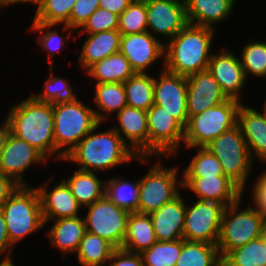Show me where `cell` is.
I'll list each match as a JSON object with an SVG mask.
<instances>
[{
    "label": "cell",
    "mask_w": 266,
    "mask_h": 266,
    "mask_svg": "<svg viewBox=\"0 0 266 266\" xmlns=\"http://www.w3.org/2000/svg\"><path fill=\"white\" fill-rule=\"evenodd\" d=\"M79 55V65L86 71L91 65L120 51L121 33L118 30L86 34Z\"/></svg>",
    "instance_id": "cell-26"
},
{
    "label": "cell",
    "mask_w": 266,
    "mask_h": 266,
    "mask_svg": "<svg viewBox=\"0 0 266 266\" xmlns=\"http://www.w3.org/2000/svg\"><path fill=\"white\" fill-rule=\"evenodd\" d=\"M84 74L95 83H124L135 74L130 62L119 51L91 65Z\"/></svg>",
    "instance_id": "cell-29"
},
{
    "label": "cell",
    "mask_w": 266,
    "mask_h": 266,
    "mask_svg": "<svg viewBox=\"0 0 266 266\" xmlns=\"http://www.w3.org/2000/svg\"><path fill=\"white\" fill-rule=\"evenodd\" d=\"M149 157H177L184 142V127L165 109L154 104L147 111Z\"/></svg>",
    "instance_id": "cell-11"
},
{
    "label": "cell",
    "mask_w": 266,
    "mask_h": 266,
    "mask_svg": "<svg viewBox=\"0 0 266 266\" xmlns=\"http://www.w3.org/2000/svg\"><path fill=\"white\" fill-rule=\"evenodd\" d=\"M8 111L11 134L32 145L47 160H64L55 147L53 105L28 96Z\"/></svg>",
    "instance_id": "cell-2"
},
{
    "label": "cell",
    "mask_w": 266,
    "mask_h": 266,
    "mask_svg": "<svg viewBox=\"0 0 266 266\" xmlns=\"http://www.w3.org/2000/svg\"><path fill=\"white\" fill-rule=\"evenodd\" d=\"M77 0H37V10L32 22L47 24H67Z\"/></svg>",
    "instance_id": "cell-39"
},
{
    "label": "cell",
    "mask_w": 266,
    "mask_h": 266,
    "mask_svg": "<svg viewBox=\"0 0 266 266\" xmlns=\"http://www.w3.org/2000/svg\"><path fill=\"white\" fill-rule=\"evenodd\" d=\"M254 180L250 193L252 194L250 203L266 217V169Z\"/></svg>",
    "instance_id": "cell-45"
},
{
    "label": "cell",
    "mask_w": 266,
    "mask_h": 266,
    "mask_svg": "<svg viewBox=\"0 0 266 266\" xmlns=\"http://www.w3.org/2000/svg\"><path fill=\"white\" fill-rule=\"evenodd\" d=\"M6 120L2 123V125H0V128L4 126V124L7 122V118H5Z\"/></svg>",
    "instance_id": "cell-54"
},
{
    "label": "cell",
    "mask_w": 266,
    "mask_h": 266,
    "mask_svg": "<svg viewBox=\"0 0 266 266\" xmlns=\"http://www.w3.org/2000/svg\"><path fill=\"white\" fill-rule=\"evenodd\" d=\"M181 195L149 214L157 241L183 239L187 201Z\"/></svg>",
    "instance_id": "cell-23"
},
{
    "label": "cell",
    "mask_w": 266,
    "mask_h": 266,
    "mask_svg": "<svg viewBox=\"0 0 266 266\" xmlns=\"http://www.w3.org/2000/svg\"><path fill=\"white\" fill-rule=\"evenodd\" d=\"M237 125L253 162L259 159L260 163L266 164V121L261 112L242 102L237 113Z\"/></svg>",
    "instance_id": "cell-22"
},
{
    "label": "cell",
    "mask_w": 266,
    "mask_h": 266,
    "mask_svg": "<svg viewBox=\"0 0 266 266\" xmlns=\"http://www.w3.org/2000/svg\"><path fill=\"white\" fill-rule=\"evenodd\" d=\"M228 98L207 70L187 76V114L195 116L207 108L220 105Z\"/></svg>",
    "instance_id": "cell-19"
},
{
    "label": "cell",
    "mask_w": 266,
    "mask_h": 266,
    "mask_svg": "<svg viewBox=\"0 0 266 266\" xmlns=\"http://www.w3.org/2000/svg\"><path fill=\"white\" fill-rule=\"evenodd\" d=\"M242 102L227 99L220 105L190 116L184 128L185 148L205 147L213 139L237 125V113Z\"/></svg>",
    "instance_id": "cell-8"
},
{
    "label": "cell",
    "mask_w": 266,
    "mask_h": 266,
    "mask_svg": "<svg viewBox=\"0 0 266 266\" xmlns=\"http://www.w3.org/2000/svg\"><path fill=\"white\" fill-rule=\"evenodd\" d=\"M116 249L106 239L86 232L75 255L81 266H106Z\"/></svg>",
    "instance_id": "cell-31"
},
{
    "label": "cell",
    "mask_w": 266,
    "mask_h": 266,
    "mask_svg": "<svg viewBox=\"0 0 266 266\" xmlns=\"http://www.w3.org/2000/svg\"><path fill=\"white\" fill-rule=\"evenodd\" d=\"M47 180L44 184L36 186L41 198L42 215L45 225L50 223V220L81 216L79 211L82 207L78 204L67 183L61 179V182L57 183L50 190L48 189V184H51L49 182L52 180L51 178Z\"/></svg>",
    "instance_id": "cell-20"
},
{
    "label": "cell",
    "mask_w": 266,
    "mask_h": 266,
    "mask_svg": "<svg viewBox=\"0 0 266 266\" xmlns=\"http://www.w3.org/2000/svg\"><path fill=\"white\" fill-rule=\"evenodd\" d=\"M0 3L4 8H6V7H9L11 5L12 6L17 5V4L19 5V3L20 4H26V5H27V3L28 4L30 3V5H32V4L36 5L37 0H0Z\"/></svg>",
    "instance_id": "cell-51"
},
{
    "label": "cell",
    "mask_w": 266,
    "mask_h": 266,
    "mask_svg": "<svg viewBox=\"0 0 266 266\" xmlns=\"http://www.w3.org/2000/svg\"><path fill=\"white\" fill-rule=\"evenodd\" d=\"M236 2V0H185L188 23L216 29V25L230 17Z\"/></svg>",
    "instance_id": "cell-24"
},
{
    "label": "cell",
    "mask_w": 266,
    "mask_h": 266,
    "mask_svg": "<svg viewBox=\"0 0 266 266\" xmlns=\"http://www.w3.org/2000/svg\"><path fill=\"white\" fill-rule=\"evenodd\" d=\"M240 198L236 203L226 207L221 221L217 247L221 259L230 251L241 247L249 241L262 236L266 217L251 204L243 208Z\"/></svg>",
    "instance_id": "cell-5"
},
{
    "label": "cell",
    "mask_w": 266,
    "mask_h": 266,
    "mask_svg": "<svg viewBox=\"0 0 266 266\" xmlns=\"http://www.w3.org/2000/svg\"><path fill=\"white\" fill-rule=\"evenodd\" d=\"M106 266H144L140 254L128 252L122 248H117Z\"/></svg>",
    "instance_id": "cell-46"
},
{
    "label": "cell",
    "mask_w": 266,
    "mask_h": 266,
    "mask_svg": "<svg viewBox=\"0 0 266 266\" xmlns=\"http://www.w3.org/2000/svg\"><path fill=\"white\" fill-rule=\"evenodd\" d=\"M53 114L55 147L64 158L99 124L94 108L79 98L73 102L53 105Z\"/></svg>",
    "instance_id": "cell-6"
},
{
    "label": "cell",
    "mask_w": 266,
    "mask_h": 266,
    "mask_svg": "<svg viewBox=\"0 0 266 266\" xmlns=\"http://www.w3.org/2000/svg\"><path fill=\"white\" fill-rule=\"evenodd\" d=\"M2 8L4 9V7L1 5V3H0V10H2Z\"/></svg>",
    "instance_id": "cell-55"
},
{
    "label": "cell",
    "mask_w": 266,
    "mask_h": 266,
    "mask_svg": "<svg viewBox=\"0 0 266 266\" xmlns=\"http://www.w3.org/2000/svg\"><path fill=\"white\" fill-rule=\"evenodd\" d=\"M49 78L45 81L43 90L38 94H31L36 100L51 105L65 104L78 99L73 91L74 87L64 78L54 76V68L49 67Z\"/></svg>",
    "instance_id": "cell-37"
},
{
    "label": "cell",
    "mask_w": 266,
    "mask_h": 266,
    "mask_svg": "<svg viewBox=\"0 0 266 266\" xmlns=\"http://www.w3.org/2000/svg\"><path fill=\"white\" fill-rule=\"evenodd\" d=\"M176 266H222V259L217 245L183 239Z\"/></svg>",
    "instance_id": "cell-33"
},
{
    "label": "cell",
    "mask_w": 266,
    "mask_h": 266,
    "mask_svg": "<svg viewBox=\"0 0 266 266\" xmlns=\"http://www.w3.org/2000/svg\"><path fill=\"white\" fill-rule=\"evenodd\" d=\"M94 113L99 123H103L110 118L113 113H118L123 107L127 106L126 94L123 83H95Z\"/></svg>",
    "instance_id": "cell-30"
},
{
    "label": "cell",
    "mask_w": 266,
    "mask_h": 266,
    "mask_svg": "<svg viewBox=\"0 0 266 266\" xmlns=\"http://www.w3.org/2000/svg\"><path fill=\"white\" fill-rule=\"evenodd\" d=\"M47 161L32 145L10 133L0 153V172L13 179L19 186H30L31 184L23 178L25 171L34 164L45 166Z\"/></svg>",
    "instance_id": "cell-15"
},
{
    "label": "cell",
    "mask_w": 266,
    "mask_h": 266,
    "mask_svg": "<svg viewBox=\"0 0 266 266\" xmlns=\"http://www.w3.org/2000/svg\"><path fill=\"white\" fill-rule=\"evenodd\" d=\"M240 54V60L247 79L250 75L266 79V41L250 40L242 47Z\"/></svg>",
    "instance_id": "cell-41"
},
{
    "label": "cell",
    "mask_w": 266,
    "mask_h": 266,
    "mask_svg": "<svg viewBox=\"0 0 266 266\" xmlns=\"http://www.w3.org/2000/svg\"><path fill=\"white\" fill-rule=\"evenodd\" d=\"M116 124L111 127L138 157H149L147 111L129 106L116 114Z\"/></svg>",
    "instance_id": "cell-18"
},
{
    "label": "cell",
    "mask_w": 266,
    "mask_h": 266,
    "mask_svg": "<svg viewBox=\"0 0 266 266\" xmlns=\"http://www.w3.org/2000/svg\"><path fill=\"white\" fill-rule=\"evenodd\" d=\"M262 112V116L264 117L265 121H266V100L264 101V104H263V110L260 111Z\"/></svg>",
    "instance_id": "cell-52"
},
{
    "label": "cell",
    "mask_w": 266,
    "mask_h": 266,
    "mask_svg": "<svg viewBox=\"0 0 266 266\" xmlns=\"http://www.w3.org/2000/svg\"><path fill=\"white\" fill-rule=\"evenodd\" d=\"M221 163L224 175L242 191L251 175L254 162L238 125L222 133L205 146Z\"/></svg>",
    "instance_id": "cell-7"
},
{
    "label": "cell",
    "mask_w": 266,
    "mask_h": 266,
    "mask_svg": "<svg viewBox=\"0 0 266 266\" xmlns=\"http://www.w3.org/2000/svg\"><path fill=\"white\" fill-rule=\"evenodd\" d=\"M145 3L147 31L160 41L171 40L188 24L185 0H145Z\"/></svg>",
    "instance_id": "cell-13"
},
{
    "label": "cell",
    "mask_w": 266,
    "mask_h": 266,
    "mask_svg": "<svg viewBox=\"0 0 266 266\" xmlns=\"http://www.w3.org/2000/svg\"><path fill=\"white\" fill-rule=\"evenodd\" d=\"M18 187L19 185L13 179L0 172V208Z\"/></svg>",
    "instance_id": "cell-48"
},
{
    "label": "cell",
    "mask_w": 266,
    "mask_h": 266,
    "mask_svg": "<svg viewBox=\"0 0 266 266\" xmlns=\"http://www.w3.org/2000/svg\"><path fill=\"white\" fill-rule=\"evenodd\" d=\"M98 8L99 0H77L70 13L69 27L77 31Z\"/></svg>",
    "instance_id": "cell-44"
},
{
    "label": "cell",
    "mask_w": 266,
    "mask_h": 266,
    "mask_svg": "<svg viewBox=\"0 0 266 266\" xmlns=\"http://www.w3.org/2000/svg\"><path fill=\"white\" fill-rule=\"evenodd\" d=\"M226 206L218 199L196 200L186 203L183 239L217 245L222 215Z\"/></svg>",
    "instance_id": "cell-10"
},
{
    "label": "cell",
    "mask_w": 266,
    "mask_h": 266,
    "mask_svg": "<svg viewBox=\"0 0 266 266\" xmlns=\"http://www.w3.org/2000/svg\"><path fill=\"white\" fill-rule=\"evenodd\" d=\"M59 26L60 24L32 22L31 27L29 29L33 32L36 31V33H39L36 42L48 54L50 66H54L53 57L55 56V53L60 52L61 49H65V42L68 41V39H74V41L76 40V38H74L75 36L72 35L76 30L70 28L67 24H63L62 31H65L66 35H68L61 36V34L59 33ZM54 27L55 29H52Z\"/></svg>",
    "instance_id": "cell-34"
},
{
    "label": "cell",
    "mask_w": 266,
    "mask_h": 266,
    "mask_svg": "<svg viewBox=\"0 0 266 266\" xmlns=\"http://www.w3.org/2000/svg\"><path fill=\"white\" fill-rule=\"evenodd\" d=\"M208 70L228 99L242 102V95L240 94L246 85L247 78L239 56L229 49L213 53L209 61Z\"/></svg>",
    "instance_id": "cell-17"
},
{
    "label": "cell",
    "mask_w": 266,
    "mask_h": 266,
    "mask_svg": "<svg viewBox=\"0 0 266 266\" xmlns=\"http://www.w3.org/2000/svg\"><path fill=\"white\" fill-rule=\"evenodd\" d=\"M133 0H99V8L120 16Z\"/></svg>",
    "instance_id": "cell-49"
},
{
    "label": "cell",
    "mask_w": 266,
    "mask_h": 266,
    "mask_svg": "<svg viewBox=\"0 0 266 266\" xmlns=\"http://www.w3.org/2000/svg\"><path fill=\"white\" fill-rule=\"evenodd\" d=\"M182 181L184 191L195 193L197 200L214 198L227 207L243 197V191L227 176L183 177Z\"/></svg>",
    "instance_id": "cell-21"
},
{
    "label": "cell",
    "mask_w": 266,
    "mask_h": 266,
    "mask_svg": "<svg viewBox=\"0 0 266 266\" xmlns=\"http://www.w3.org/2000/svg\"><path fill=\"white\" fill-rule=\"evenodd\" d=\"M105 195L118 207L133 213L137 212L139 200V178L134 182L125 178L111 177L106 179Z\"/></svg>",
    "instance_id": "cell-35"
},
{
    "label": "cell",
    "mask_w": 266,
    "mask_h": 266,
    "mask_svg": "<svg viewBox=\"0 0 266 266\" xmlns=\"http://www.w3.org/2000/svg\"><path fill=\"white\" fill-rule=\"evenodd\" d=\"M123 84L127 106L148 111L154 105V76L135 73Z\"/></svg>",
    "instance_id": "cell-32"
},
{
    "label": "cell",
    "mask_w": 266,
    "mask_h": 266,
    "mask_svg": "<svg viewBox=\"0 0 266 266\" xmlns=\"http://www.w3.org/2000/svg\"><path fill=\"white\" fill-rule=\"evenodd\" d=\"M50 221H54V224L45 232L50 240V246L60 250L63 258H66L68 253L76 254L79 244L87 232L84 217L77 216Z\"/></svg>",
    "instance_id": "cell-25"
},
{
    "label": "cell",
    "mask_w": 266,
    "mask_h": 266,
    "mask_svg": "<svg viewBox=\"0 0 266 266\" xmlns=\"http://www.w3.org/2000/svg\"><path fill=\"white\" fill-rule=\"evenodd\" d=\"M161 66L159 77H154V104L163 107L185 128L189 119L187 77L169 72L163 63Z\"/></svg>",
    "instance_id": "cell-14"
},
{
    "label": "cell",
    "mask_w": 266,
    "mask_h": 266,
    "mask_svg": "<svg viewBox=\"0 0 266 266\" xmlns=\"http://www.w3.org/2000/svg\"><path fill=\"white\" fill-rule=\"evenodd\" d=\"M223 266H266V246L263 239L249 241L230 251L223 259Z\"/></svg>",
    "instance_id": "cell-36"
},
{
    "label": "cell",
    "mask_w": 266,
    "mask_h": 266,
    "mask_svg": "<svg viewBox=\"0 0 266 266\" xmlns=\"http://www.w3.org/2000/svg\"><path fill=\"white\" fill-rule=\"evenodd\" d=\"M97 175V172L75 169L68 179L62 178L83 208L105 196L106 180H101V176Z\"/></svg>",
    "instance_id": "cell-27"
},
{
    "label": "cell",
    "mask_w": 266,
    "mask_h": 266,
    "mask_svg": "<svg viewBox=\"0 0 266 266\" xmlns=\"http://www.w3.org/2000/svg\"><path fill=\"white\" fill-rule=\"evenodd\" d=\"M165 42L148 31L121 36L120 52L130 62L135 73H147L160 59L164 63Z\"/></svg>",
    "instance_id": "cell-16"
},
{
    "label": "cell",
    "mask_w": 266,
    "mask_h": 266,
    "mask_svg": "<svg viewBox=\"0 0 266 266\" xmlns=\"http://www.w3.org/2000/svg\"><path fill=\"white\" fill-rule=\"evenodd\" d=\"M215 33V29L188 23L166 41L164 68L186 77L207 70L213 54L211 49Z\"/></svg>",
    "instance_id": "cell-3"
},
{
    "label": "cell",
    "mask_w": 266,
    "mask_h": 266,
    "mask_svg": "<svg viewBox=\"0 0 266 266\" xmlns=\"http://www.w3.org/2000/svg\"><path fill=\"white\" fill-rule=\"evenodd\" d=\"M160 158H156L146 175L139 179L137 213L150 214L158 210L176 198L180 194L179 190L183 189L182 177L178 180V165L166 168Z\"/></svg>",
    "instance_id": "cell-9"
},
{
    "label": "cell",
    "mask_w": 266,
    "mask_h": 266,
    "mask_svg": "<svg viewBox=\"0 0 266 266\" xmlns=\"http://www.w3.org/2000/svg\"><path fill=\"white\" fill-rule=\"evenodd\" d=\"M156 241L151 216L137 212L130 213L122 249L141 254Z\"/></svg>",
    "instance_id": "cell-28"
},
{
    "label": "cell",
    "mask_w": 266,
    "mask_h": 266,
    "mask_svg": "<svg viewBox=\"0 0 266 266\" xmlns=\"http://www.w3.org/2000/svg\"><path fill=\"white\" fill-rule=\"evenodd\" d=\"M261 238L263 239L264 244H265V246H266V225H265V228H264V231H263V233H262Z\"/></svg>",
    "instance_id": "cell-53"
},
{
    "label": "cell",
    "mask_w": 266,
    "mask_h": 266,
    "mask_svg": "<svg viewBox=\"0 0 266 266\" xmlns=\"http://www.w3.org/2000/svg\"><path fill=\"white\" fill-rule=\"evenodd\" d=\"M119 16L105 10L98 8L94 11L84 25L78 30V37L85 34H94L108 30H118Z\"/></svg>",
    "instance_id": "cell-43"
},
{
    "label": "cell",
    "mask_w": 266,
    "mask_h": 266,
    "mask_svg": "<svg viewBox=\"0 0 266 266\" xmlns=\"http://www.w3.org/2000/svg\"><path fill=\"white\" fill-rule=\"evenodd\" d=\"M195 155L182 173V177H214L225 176L221 163L206 147H193Z\"/></svg>",
    "instance_id": "cell-40"
},
{
    "label": "cell",
    "mask_w": 266,
    "mask_h": 266,
    "mask_svg": "<svg viewBox=\"0 0 266 266\" xmlns=\"http://www.w3.org/2000/svg\"><path fill=\"white\" fill-rule=\"evenodd\" d=\"M86 231L106 239L116 248H122L130 212L118 207L106 195L86 206Z\"/></svg>",
    "instance_id": "cell-12"
},
{
    "label": "cell",
    "mask_w": 266,
    "mask_h": 266,
    "mask_svg": "<svg viewBox=\"0 0 266 266\" xmlns=\"http://www.w3.org/2000/svg\"><path fill=\"white\" fill-rule=\"evenodd\" d=\"M10 133H11L10 125L8 122H6L4 126L0 128V153L5 147L7 138L9 137Z\"/></svg>",
    "instance_id": "cell-50"
},
{
    "label": "cell",
    "mask_w": 266,
    "mask_h": 266,
    "mask_svg": "<svg viewBox=\"0 0 266 266\" xmlns=\"http://www.w3.org/2000/svg\"><path fill=\"white\" fill-rule=\"evenodd\" d=\"M100 127L101 123L89 132L62 162L74 163L79 170L97 173L110 172L116 166L120 167L134 160L144 165L151 163V157H138L112 127L96 132Z\"/></svg>",
    "instance_id": "cell-1"
},
{
    "label": "cell",
    "mask_w": 266,
    "mask_h": 266,
    "mask_svg": "<svg viewBox=\"0 0 266 266\" xmlns=\"http://www.w3.org/2000/svg\"><path fill=\"white\" fill-rule=\"evenodd\" d=\"M13 245L10 242L7 228H6V221L4 214L0 209V257L1 258H10L13 257Z\"/></svg>",
    "instance_id": "cell-47"
},
{
    "label": "cell",
    "mask_w": 266,
    "mask_h": 266,
    "mask_svg": "<svg viewBox=\"0 0 266 266\" xmlns=\"http://www.w3.org/2000/svg\"><path fill=\"white\" fill-rule=\"evenodd\" d=\"M183 239L174 241H156L148 250L143 251L144 266H176L182 250Z\"/></svg>",
    "instance_id": "cell-38"
},
{
    "label": "cell",
    "mask_w": 266,
    "mask_h": 266,
    "mask_svg": "<svg viewBox=\"0 0 266 266\" xmlns=\"http://www.w3.org/2000/svg\"><path fill=\"white\" fill-rule=\"evenodd\" d=\"M0 209L13 246L45 226L41 198L34 186H19Z\"/></svg>",
    "instance_id": "cell-4"
},
{
    "label": "cell",
    "mask_w": 266,
    "mask_h": 266,
    "mask_svg": "<svg viewBox=\"0 0 266 266\" xmlns=\"http://www.w3.org/2000/svg\"><path fill=\"white\" fill-rule=\"evenodd\" d=\"M118 31L121 35L147 31V7L145 0H133L119 16Z\"/></svg>",
    "instance_id": "cell-42"
}]
</instances>
